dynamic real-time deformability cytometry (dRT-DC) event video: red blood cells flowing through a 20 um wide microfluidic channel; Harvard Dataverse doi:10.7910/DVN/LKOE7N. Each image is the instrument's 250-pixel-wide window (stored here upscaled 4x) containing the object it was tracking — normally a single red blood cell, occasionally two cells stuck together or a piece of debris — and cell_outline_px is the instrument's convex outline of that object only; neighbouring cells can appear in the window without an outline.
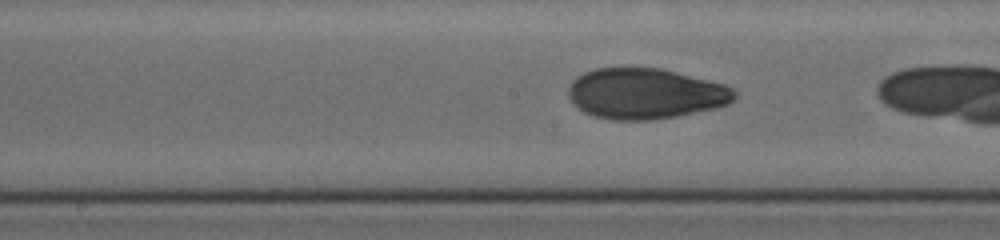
{"species": "human", "species_latin": "Homo sapiens", "temperature_condition": "cold", "stored_images_in_passage": 44, "camera_frame_rate_fps": 3000, "um_per_image_px": 0.085, "donor": {"sex": "female"}, "frame": {"image": 1, "passage_image": 43, "time_ms": 10.333, "image_size_px": [1000, 240], "cell_outline_px": [[736, 96], [728, 104], [716, 108], [656, 120], [612, 120], [592, 116], [584, 112], [568, 96], [568, 88], [572, 80], [576, 76], [584, 72], [596, 68], [620, 64], [660, 68], [724, 84], [732, 88], [736, 92]], "centroid_in_image_um": [54.81, 7.92], "position_along_channel_um": 193.4, "area_um2": 49.94}}